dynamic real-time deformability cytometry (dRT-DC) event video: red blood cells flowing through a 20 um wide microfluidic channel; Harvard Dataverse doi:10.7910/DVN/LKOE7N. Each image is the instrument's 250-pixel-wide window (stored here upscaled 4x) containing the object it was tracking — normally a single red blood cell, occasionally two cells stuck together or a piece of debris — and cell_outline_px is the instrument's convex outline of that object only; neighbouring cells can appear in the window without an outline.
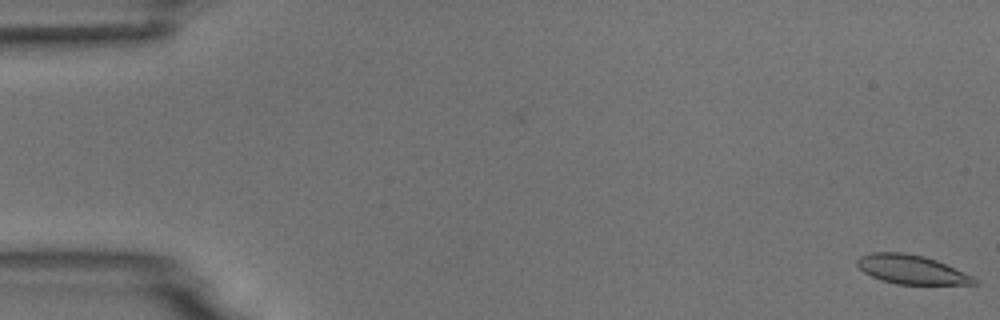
{"species": "common noctule bat (a hibernating species)", "species_latin": "Nyctalus noctula", "temperature_condition": "room temperature", "stored_images_in_passage": 55, "camera_frame_rate_fps": 3000, "um_per_image_px": 0.085, "animal": {"sex": "male", "body_mass_g": 18.8}, "frame": {"image": 1, "passage_image": 1, "time_ms": 0.0, "image_size_px": [1000, 320], "cell_outline_px": [[980, 284], [896, 284], [880, 280], [864, 272], [856, 264], [856, 260], [860, 256], [872, 252], [904, 252], [924, 256], [936, 260], [972, 276], [980, 280]], "centroid_in_image_um": [77.47, 22.91], "position_along_channel_um": 7.5, "area_um2": 19.77}}
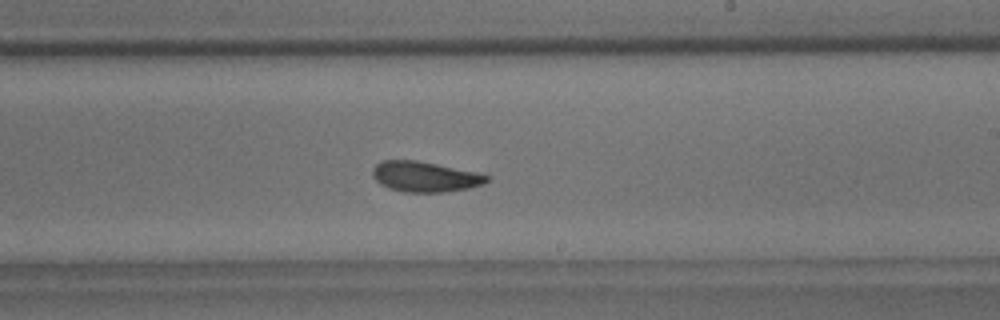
{"frame": {"image": 2, "passage_image": 33, "time_ms": 10.667, "image_size_px": [1000, 320], "cell_outline_px": [[488, 180], [484, 184], [472, 188], [448, 192], [404, 192], [388, 188], [380, 184], [372, 176], [372, 168], [376, 164], [384, 160], [416, 160], [476, 172], [488, 176]], "centroid_in_image_um": [36.1, 15.03], "position_along_channel_um": 252.9, "area_um2": 20.29}}
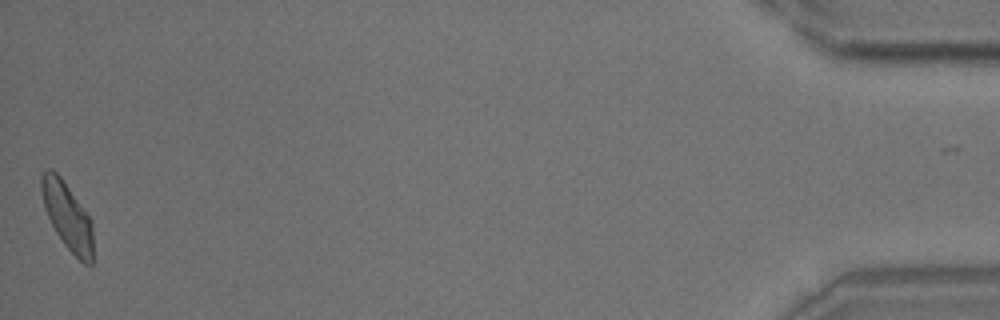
{"frame": {"image": 3, "passage_image": 55, "time_ms": 18.0, "image_size_px": [1000, 320], "cell_outline_px": [[92, 264], [84, 264], [64, 244], [56, 232], [44, 208], [40, 188], [40, 172], [44, 168], [52, 168], [60, 176], [92, 220]], "centroid_in_image_um": [5.69, 18.3], "position_along_channel_um": 429.5, "area_um2": 20.17}, "authors_computed_cell_mechanics": {"area_um2": 20.3456, "velocity_mm_per_s": 3.6936, "shape_relaxation_time_tau1_ms": 3.7077, "shape_relaxation_time_tau2_ms": 2.4368, "deformation_change_tau1": 0.1205, "deformation_change_tau2": 0.0739}}